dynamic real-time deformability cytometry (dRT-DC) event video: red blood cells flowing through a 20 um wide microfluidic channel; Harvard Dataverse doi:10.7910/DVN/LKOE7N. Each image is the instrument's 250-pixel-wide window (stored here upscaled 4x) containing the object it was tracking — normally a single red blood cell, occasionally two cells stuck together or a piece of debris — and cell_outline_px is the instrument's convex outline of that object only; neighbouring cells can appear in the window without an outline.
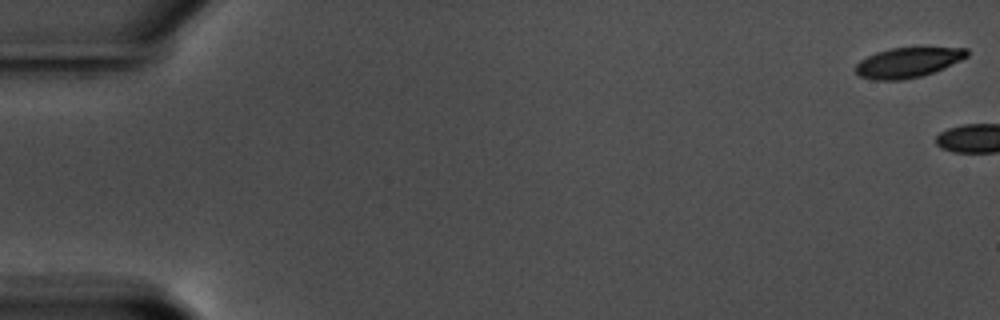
{"species": "common noctule bat (a hibernating species)", "species_latin": "Nyctalus noctula", "temperature_condition": "warm", "stored_images_in_passage": 4, "camera_frame_rate_fps": 3000, "um_per_image_px": 0.085, "animal": {"sex": "male", "body_mass_g": 17.5, "forearm_length_mm": 52.3}, "frame": {"image": 1, "passage_image": 1, "time_ms": 0.0, "image_size_px": [1000, 320], "cell_outline_px": [[968, 56], [944, 68], [920, 76], [900, 80], [876, 80], [860, 76], [856, 72], [856, 64], [860, 60], [876, 52], [892, 48], [968, 48]], "centroid_in_image_um": [77.16, 5.31], "position_along_channel_um": 7.8, "area_um2": 19.13}}